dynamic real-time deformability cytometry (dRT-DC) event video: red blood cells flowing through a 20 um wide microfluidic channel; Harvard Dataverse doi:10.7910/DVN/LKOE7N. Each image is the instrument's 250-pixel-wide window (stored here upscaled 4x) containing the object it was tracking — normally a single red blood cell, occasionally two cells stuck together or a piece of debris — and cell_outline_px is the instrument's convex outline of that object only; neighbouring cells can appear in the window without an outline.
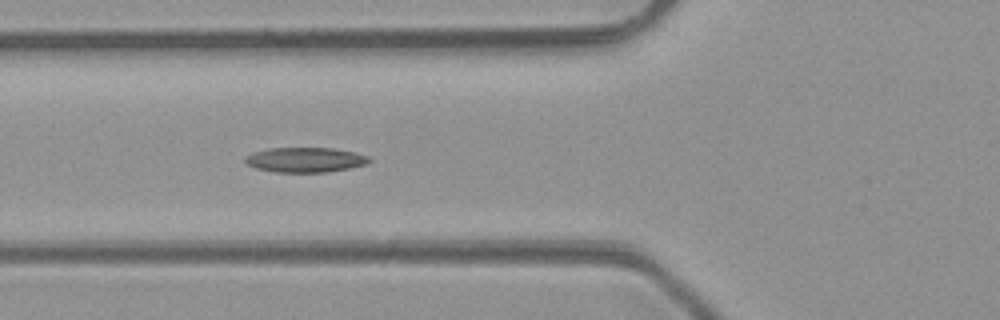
{"species": "common noctule bat (a hibernating species)", "species_latin": "Nyctalus noctula", "temperature_condition": "room temperature", "stored_images_in_passage": 5, "camera_frame_rate_fps": 3000, "um_per_image_px": 0.085, "animal": {"sex": "male", "body_mass_g": 23.1, "forearm_length_mm": 52.7}, "frame": {"image": 1, "passage_image": 5, "time_ms": 4.667, "image_size_px": [1000, 320], "cell_outline_px": [[372, 160], [368, 164], [328, 172], [276, 172], [256, 168], [248, 164], [244, 160], [252, 152], [268, 148], [332, 148], [356, 152], [368, 156]], "centroid_in_image_um": [25.98, 13.58], "position_along_channel_um": 99.8, "area_um2": 17.98}}